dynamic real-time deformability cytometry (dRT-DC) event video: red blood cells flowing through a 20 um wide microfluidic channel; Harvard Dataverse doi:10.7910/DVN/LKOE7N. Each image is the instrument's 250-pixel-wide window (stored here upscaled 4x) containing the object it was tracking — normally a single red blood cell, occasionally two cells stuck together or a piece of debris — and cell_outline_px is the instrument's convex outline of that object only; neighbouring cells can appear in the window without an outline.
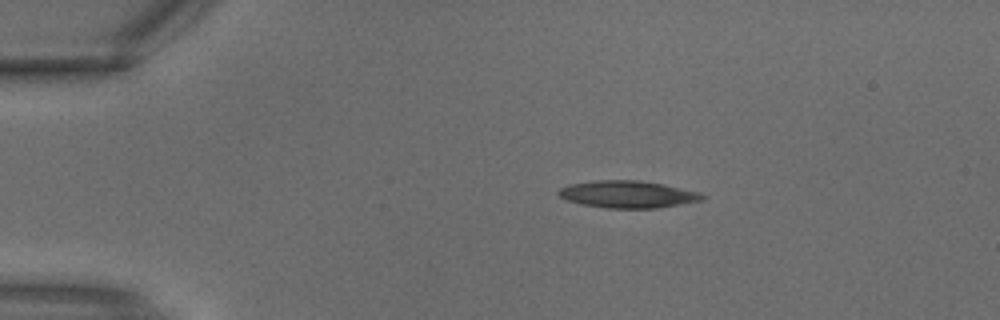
{"species": "common noctule bat (a hibernating species)", "species_latin": "Nyctalus noctula", "temperature_condition": "warm", "stored_images_in_passage": 4, "camera_frame_rate_fps": 3000, "um_per_image_px": 0.085, "animal": {"sex": "male", "body_mass_g": 18.8}, "frame": {"image": 1, "passage_image": 4, "time_ms": 1.0, "image_size_px": [1000, 320], "cell_outline_px": [[704, 200], [656, 208], [608, 208], [580, 204], [568, 200], [560, 196], [556, 192], [560, 188], [568, 184], [596, 180], [640, 180], [700, 192], [704, 196]], "centroid_in_image_um": [53.32, 16.51], "position_along_channel_um": 31.7, "area_um2": 22.6}}